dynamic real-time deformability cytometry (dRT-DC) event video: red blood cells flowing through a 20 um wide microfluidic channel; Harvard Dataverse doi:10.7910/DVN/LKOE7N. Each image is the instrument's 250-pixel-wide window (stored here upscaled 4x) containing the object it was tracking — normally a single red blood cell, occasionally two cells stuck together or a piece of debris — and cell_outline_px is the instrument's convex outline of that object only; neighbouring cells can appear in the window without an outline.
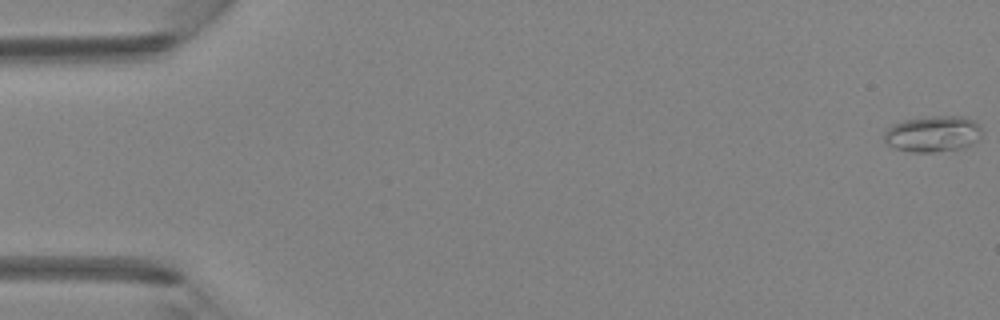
{"species": "Egyptian fruit bat (a non-hibernating species)", "species_latin": "Rousettus aegyptiacus", "temperature_condition": "room temperature", "stored_images_in_passage": 4, "camera_frame_rate_fps": 3000, "um_per_image_px": 0.085, "animal": {"sex": "female"}, "frame": {"image": 1, "passage_image": 1, "time_ms": 0.0, "image_size_px": [1000, 320], "cell_outline_px": [[980, 136], [972, 144], [964, 148], [932, 152], [912, 152], [896, 148], [884, 144], [884, 132], [892, 124], [904, 120], [924, 116], [964, 116], [980, 124]], "centroid_in_image_um": [79.27, 11.37], "position_along_channel_um": 5.7, "area_um2": 20.75}}